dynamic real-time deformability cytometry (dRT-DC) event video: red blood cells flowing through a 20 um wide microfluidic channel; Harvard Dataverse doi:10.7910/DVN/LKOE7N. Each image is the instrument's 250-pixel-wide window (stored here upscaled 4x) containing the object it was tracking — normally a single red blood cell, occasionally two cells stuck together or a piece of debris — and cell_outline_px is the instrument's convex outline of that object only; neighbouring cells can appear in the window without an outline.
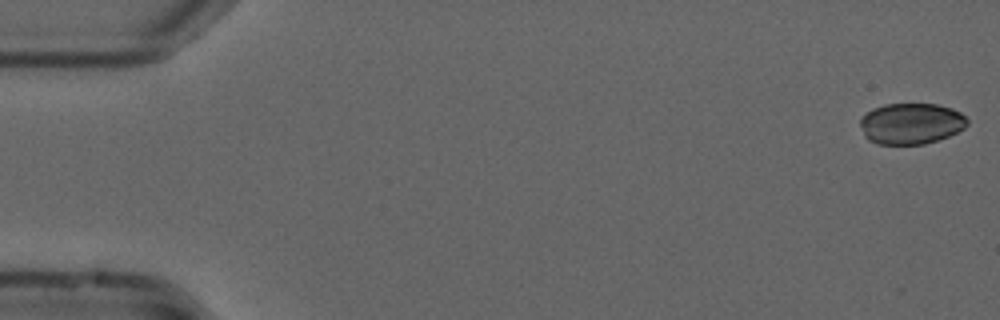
{"species": "common noctule bat (a hibernating species)", "species_latin": "Nyctalus noctula", "temperature_condition": "cold", "stored_images_in_passage": 50, "camera_frame_rate_fps": 3000, "um_per_image_px": 0.085, "animal": {"sex": "male", "forearm_length_mm": 52.5}, "frame": {"image": 1, "passage_image": 1, "time_ms": 0.0, "image_size_px": [1000, 320], "cell_outline_px": [[964, 120], [960, 128], [944, 136], [932, 140], [916, 144], [888, 144], [868, 116], [872, 112], [880, 108], [896, 104], [928, 104], [944, 108], [956, 112]], "centroid_in_image_um": [77.74, 10.45], "position_along_channel_um": 7.3, "area_um2": 20.69}}
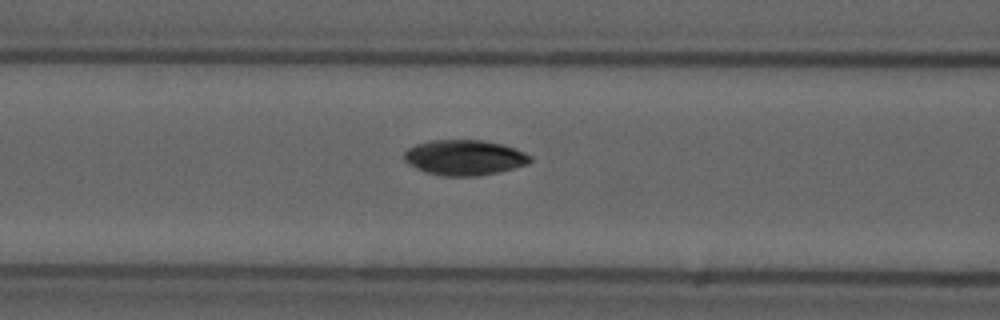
{"frame": {"image": 2, "passage_image": 22, "time_ms": 7.0, "image_size_px": [1000, 320], "cell_outline_px": [[528, 160], [500, 168], [480, 172], [444, 172], [428, 168], [412, 160], [408, 156], [412, 152], [420, 148], [448, 144], [488, 144], [508, 148], [524, 156]], "centroid_in_image_um": [39.61, 13.4], "position_along_channel_um": 127.0, "area_um2": 18.15}}
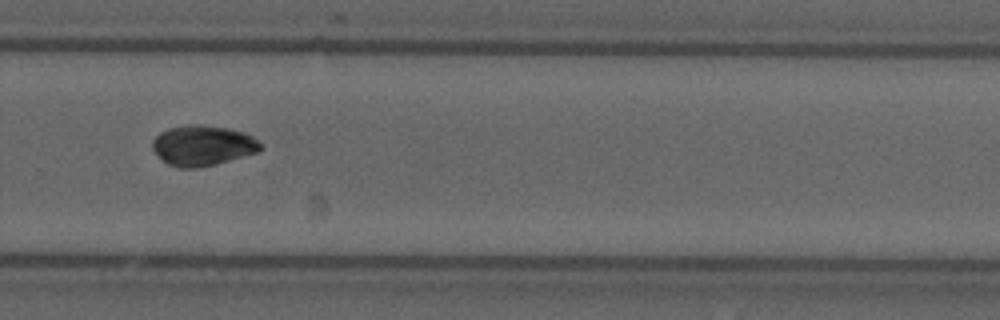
{"frame": {"image": 3, "passage_image": 37, "time_ms": 12.0, "image_size_px": [1000, 320], "cell_outline_px": [[260, 148], [204, 164], [180, 164], [168, 160], [156, 148], [156, 140], [160, 136], [168, 132], [232, 132], [244, 136], [256, 144]], "centroid_in_image_um": [17.2, 12.45], "position_along_channel_um": 312.6, "area_um2": 18.21}}